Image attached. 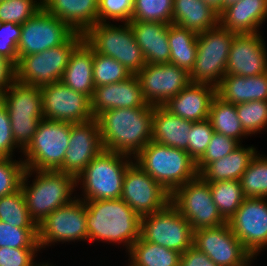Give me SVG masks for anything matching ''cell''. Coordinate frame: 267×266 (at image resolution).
Segmentation results:
<instances>
[{
  "mask_svg": "<svg viewBox=\"0 0 267 266\" xmlns=\"http://www.w3.org/2000/svg\"><path fill=\"white\" fill-rule=\"evenodd\" d=\"M84 40L96 53L116 59L131 74L146 65L129 23L117 26L98 22L84 34Z\"/></svg>",
  "mask_w": 267,
  "mask_h": 266,
  "instance_id": "cell-7",
  "label": "cell"
},
{
  "mask_svg": "<svg viewBox=\"0 0 267 266\" xmlns=\"http://www.w3.org/2000/svg\"><path fill=\"white\" fill-rule=\"evenodd\" d=\"M193 246L217 266H249L256 259L243 247L228 223L193 231Z\"/></svg>",
  "mask_w": 267,
  "mask_h": 266,
  "instance_id": "cell-14",
  "label": "cell"
},
{
  "mask_svg": "<svg viewBox=\"0 0 267 266\" xmlns=\"http://www.w3.org/2000/svg\"><path fill=\"white\" fill-rule=\"evenodd\" d=\"M36 266H52V265H50L48 262L47 263H42L41 264V262H40V264L38 263ZM54 266V265H53Z\"/></svg>",
  "mask_w": 267,
  "mask_h": 266,
  "instance_id": "cell-54",
  "label": "cell"
},
{
  "mask_svg": "<svg viewBox=\"0 0 267 266\" xmlns=\"http://www.w3.org/2000/svg\"><path fill=\"white\" fill-rule=\"evenodd\" d=\"M267 198H245L227 222L253 258L267 249Z\"/></svg>",
  "mask_w": 267,
  "mask_h": 266,
  "instance_id": "cell-18",
  "label": "cell"
},
{
  "mask_svg": "<svg viewBox=\"0 0 267 266\" xmlns=\"http://www.w3.org/2000/svg\"><path fill=\"white\" fill-rule=\"evenodd\" d=\"M197 37L198 34L192 30L174 23L169 24L170 63L190 72L197 56Z\"/></svg>",
  "mask_w": 267,
  "mask_h": 266,
  "instance_id": "cell-32",
  "label": "cell"
},
{
  "mask_svg": "<svg viewBox=\"0 0 267 266\" xmlns=\"http://www.w3.org/2000/svg\"><path fill=\"white\" fill-rule=\"evenodd\" d=\"M216 95V87L205 83L190 82L163 107L171 114L185 120L199 122L208 119L210 105Z\"/></svg>",
  "mask_w": 267,
  "mask_h": 266,
  "instance_id": "cell-23",
  "label": "cell"
},
{
  "mask_svg": "<svg viewBox=\"0 0 267 266\" xmlns=\"http://www.w3.org/2000/svg\"><path fill=\"white\" fill-rule=\"evenodd\" d=\"M267 19V0H240L219 13V24L236 34L259 33Z\"/></svg>",
  "mask_w": 267,
  "mask_h": 266,
  "instance_id": "cell-24",
  "label": "cell"
},
{
  "mask_svg": "<svg viewBox=\"0 0 267 266\" xmlns=\"http://www.w3.org/2000/svg\"><path fill=\"white\" fill-rule=\"evenodd\" d=\"M37 231L40 249L58 242L88 241L85 201L76 197L57 208L37 225Z\"/></svg>",
  "mask_w": 267,
  "mask_h": 266,
  "instance_id": "cell-13",
  "label": "cell"
},
{
  "mask_svg": "<svg viewBox=\"0 0 267 266\" xmlns=\"http://www.w3.org/2000/svg\"><path fill=\"white\" fill-rule=\"evenodd\" d=\"M25 169L23 160L0 158V197L12 194L21 188Z\"/></svg>",
  "mask_w": 267,
  "mask_h": 266,
  "instance_id": "cell-44",
  "label": "cell"
},
{
  "mask_svg": "<svg viewBox=\"0 0 267 266\" xmlns=\"http://www.w3.org/2000/svg\"><path fill=\"white\" fill-rule=\"evenodd\" d=\"M214 130L208 119L193 122L188 134V154L197 161L206 151Z\"/></svg>",
  "mask_w": 267,
  "mask_h": 266,
  "instance_id": "cell-46",
  "label": "cell"
},
{
  "mask_svg": "<svg viewBox=\"0 0 267 266\" xmlns=\"http://www.w3.org/2000/svg\"><path fill=\"white\" fill-rule=\"evenodd\" d=\"M208 5H211L218 13L223 10V0H203Z\"/></svg>",
  "mask_w": 267,
  "mask_h": 266,
  "instance_id": "cell-52",
  "label": "cell"
},
{
  "mask_svg": "<svg viewBox=\"0 0 267 266\" xmlns=\"http://www.w3.org/2000/svg\"><path fill=\"white\" fill-rule=\"evenodd\" d=\"M208 120L215 132L229 136L239 142L242 140L241 137L249 136L242 128L235 104L226 102L217 94L211 102Z\"/></svg>",
  "mask_w": 267,
  "mask_h": 266,
  "instance_id": "cell-34",
  "label": "cell"
},
{
  "mask_svg": "<svg viewBox=\"0 0 267 266\" xmlns=\"http://www.w3.org/2000/svg\"><path fill=\"white\" fill-rule=\"evenodd\" d=\"M0 221L17 228H37L30 218L21 188L0 197Z\"/></svg>",
  "mask_w": 267,
  "mask_h": 266,
  "instance_id": "cell-37",
  "label": "cell"
},
{
  "mask_svg": "<svg viewBox=\"0 0 267 266\" xmlns=\"http://www.w3.org/2000/svg\"><path fill=\"white\" fill-rule=\"evenodd\" d=\"M238 1L240 0H223V9L228 7L229 5L237 3Z\"/></svg>",
  "mask_w": 267,
  "mask_h": 266,
  "instance_id": "cell-53",
  "label": "cell"
},
{
  "mask_svg": "<svg viewBox=\"0 0 267 266\" xmlns=\"http://www.w3.org/2000/svg\"><path fill=\"white\" fill-rule=\"evenodd\" d=\"M244 131L252 136L267 128V101H251L235 104Z\"/></svg>",
  "mask_w": 267,
  "mask_h": 266,
  "instance_id": "cell-40",
  "label": "cell"
},
{
  "mask_svg": "<svg viewBox=\"0 0 267 266\" xmlns=\"http://www.w3.org/2000/svg\"><path fill=\"white\" fill-rule=\"evenodd\" d=\"M147 104L140 83L135 74H132L118 83L95 87L91 98V111L96 118L105 110L145 107Z\"/></svg>",
  "mask_w": 267,
  "mask_h": 266,
  "instance_id": "cell-22",
  "label": "cell"
},
{
  "mask_svg": "<svg viewBox=\"0 0 267 266\" xmlns=\"http://www.w3.org/2000/svg\"><path fill=\"white\" fill-rule=\"evenodd\" d=\"M74 33L66 23L41 8L21 25L17 44L18 61L22 56L41 53L64 44Z\"/></svg>",
  "mask_w": 267,
  "mask_h": 266,
  "instance_id": "cell-15",
  "label": "cell"
},
{
  "mask_svg": "<svg viewBox=\"0 0 267 266\" xmlns=\"http://www.w3.org/2000/svg\"><path fill=\"white\" fill-rule=\"evenodd\" d=\"M154 106L105 110L96 119L108 151L135 157L150 141Z\"/></svg>",
  "mask_w": 267,
  "mask_h": 266,
  "instance_id": "cell-1",
  "label": "cell"
},
{
  "mask_svg": "<svg viewBox=\"0 0 267 266\" xmlns=\"http://www.w3.org/2000/svg\"><path fill=\"white\" fill-rule=\"evenodd\" d=\"M132 74L116 59L94 51L93 82L95 87L118 83Z\"/></svg>",
  "mask_w": 267,
  "mask_h": 266,
  "instance_id": "cell-38",
  "label": "cell"
},
{
  "mask_svg": "<svg viewBox=\"0 0 267 266\" xmlns=\"http://www.w3.org/2000/svg\"><path fill=\"white\" fill-rule=\"evenodd\" d=\"M99 0H42V8L66 23L74 32L85 34L98 23Z\"/></svg>",
  "mask_w": 267,
  "mask_h": 266,
  "instance_id": "cell-25",
  "label": "cell"
},
{
  "mask_svg": "<svg viewBox=\"0 0 267 266\" xmlns=\"http://www.w3.org/2000/svg\"><path fill=\"white\" fill-rule=\"evenodd\" d=\"M16 80V64L0 56V94L7 91Z\"/></svg>",
  "mask_w": 267,
  "mask_h": 266,
  "instance_id": "cell-50",
  "label": "cell"
},
{
  "mask_svg": "<svg viewBox=\"0 0 267 266\" xmlns=\"http://www.w3.org/2000/svg\"><path fill=\"white\" fill-rule=\"evenodd\" d=\"M266 47L260 32L237 34L229 50L226 75L252 77L267 73Z\"/></svg>",
  "mask_w": 267,
  "mask_h": 266,
  "instance_id": "cell-21",
  "label": "cell"
},
{
  "mask_svg": "<svg viewBox=\"0 0 267 266\" xmlns=\"http://www.w3.org/2000/svg\"><path fill=\"white\" fill-rule=\"evenodd\" d=\"M133 160L170 195L198 175L196 161L187 151L154 141H150Z\"/></svg>",
  "mask_w": 267,
  "mask_h": 266,
  "instance_id": "cell-4",
  "label": "cell"
},
{
  "mask_svg": "<svg viewBox=\"0 0 267 266\" xmlns=\"http://www.w3.org/2000/svg\"><path fill=\"white\" fill-rule=\"evenodd\" d=\"M135 76L144 100L153 106H163L191 82L186 69L171 63L146 64Z\"/></svg>",
  "mask_w": 267,
  "mask_h": 266,
  "instance_id": "cell-19",
  "label": "cell"
},
{
  "mask_svg": "<svg viewBox=\"0 0 267 266\" xmlns=\"http://www.w3.org/2000/svg\"><path fill=\"white\" fill-rule=\"evenodd\" d=\"M0 247L40 248L37 228H17L0 221Z\"/></svg>",
  "mask_w": 267,
  "mask_h": 266,
  "instance_id": "cell-42",
  "label": "cell"
},
{
  "mask_svg": "<svg viewBox=\"0 0 267 266\" xmlns=\"http://www.w3.org/2000/svg\"><path fill=\"white\" fill-rule=\"evenodd\" d=\"M179 266H217L205 253L194 246L181 254Z\"/></svg>",
  "mask_w": 267,
  "mask_h": 266,
  "instance_id": "cell-51",
  "label": "cell"
},
{
  "mask_svg": "<svg viewBox=\"0 0 267 266\" xmlns=\"http://www.w3.org/2000/svg\"><path fill=\"white\" fill-rule=\"evenodd\" d=\"M237 34L228 31L220 24L199 33L197 37V56L189 72L190 81L217 87L226 75L229 50Z\"/></svg>",
  "mask_w": 267,
  "mask_h": 266,
  "instance_id": "cell-8",
  "label": "cell"
},
{
  "mask_svg": "<svg viewBox=\"0 0 267 266\" xmlns=\"http://www.w3.org/2000/svg\"><path fill=\"white\" fill-rule=\"evenodd\" d=\"M131 156L103 149L76 177L84 201L118 199L122 196L123 180ZM80 182V183H79ZM82 183V184H81Z\"/></svg>",
  "mask_w": 267,
  "mask_h": 266,
  "instance_id": "cell-5",
  "label": "cell"
},
{
  "mask_svg": "<svg viewBox=\"0 0 267 266\" xmlns=\"http://www.w3.org/2000/svg\"><path fill=\"white\" fill-rule=\"evenodd\" d=\"M40 250V248L0 247V266H36L34 258Z\"/></svg>",
  "mask_w": 267,
  "mask_h": 266,
  "instance_id": "cell-48",
  "label": "cell"
},
{
  "mask_svg": "<svg viewBox=\"0 0 267 266\" xmlns=\"http://www.w3.org/2000/svg\"><path fill=\"white\" fill-rule=\"evenodd\" d=\"M133 5L134 0H99L98 22L111 23L110 19L113 22L129 23L132 18Z\"/></svg>",
  "mask_w": 267,
  "mask_h": 266,
  "instance_id": "cell-45",
  "label": "cell"
},
{
  "mask_svg": "<svg viewBox=\"0 0 267 266\" xmlns=\"http://www.w3.org/2000/svg\"><path fill=\"white\" fill-rule=\"evenodd\" d=\"M130 266H179L181 253L141 237L130 247Z\"/></svg>",
  "mask_w": 267,
  "mask_h": 266,
  "instance_id": "cell-33",
  "label": "cell"
},
{
  "mask_svg": "<svg viewBox=\"0 0 267 266\" xmlns=\"http://www.w3.org/2000/svg\"><path fill=\"white\" fill-rule=\"evenodd\" d=\"M43 117L51 121L82 123L92 120L91 99L62 81L41 87Z\"/></svg>",
  "mask_w": 267,
  "mask_h": 266,
  "instance_id": "cell-17",
  "label": "cell"
},
{
  "mask_svg": "<svg viewBox=\"0 0 267 266\" xmlns=\"http://www.w3.org/2000/svg\"><path fill=\"white\" fill-rule=\"evenodd\" d=\"M0 101L9 115L12 136L20 147L19 152L28 146L43 117L41 87L15 81L0 94Z\"/></svg>",
  "mask_w": 267,
  "mask_h": 266,
  "instance_id": "cell-6",
  "label": "cell"
},
{
  "mask_svg": "<svg viewBox=\"0 0 267 266\" xmlns=\"http://www.w3.org/2000/svg\"><path fill=\"white\" fill-rule=\"evenodd\" d=\"M32 173L36 174L35 178L32 184H28ZM75 188L76 177L60 171L25 169L21 181V190L30 218L36 225L57 208L72 202L78 196L72 195L76 191Z\"/></svg>",
  "mask_w": 267,
  "mask_h": 266,
  "instance_id": "cell-3",
  "label": "cell"
},
{
  "mask_svg": "<svg viewBox=\"0 0 267 266\" xmlns=\"http://www.w3.org/2000/svg\"><path fill=\"white\" fill-rule=\"evenodd\" d=\"M136 43L140 46L146 64L170 63L168 44L169 24L150 21H130Z\"/></svg>",
  "mask_w": 267,
  "mask_h": 266,
  "instance_id": "cell-26",
  "label": "cell"
},
{
  "mask_svg": "<svg viewBox=\"0 0 267 266\" xmlns=\"http://www.w3.org/2000/svg\"><path fill=\"white\" fill-rule=\"evenodd\" d=\"M241 143L229 136L214 131L204 154L196 161L198 174L211 162L234 151Z\"/></svg>",
  "mask_w": 267,
  "mask_h": 266,
  "instance_id": "cell-43",
  "label": "cell"
},
{
  "mask_svg": "<svg viewBox=\"0 0 267 266\" xmlns=\"http://www.w3.org/2000/svg\"><path fill=\"white\" fill-rule=\"evenodd\" d=\"M170 203L190 223L193 231L227 223L213 202L209 183L199 174L178 187L171 194Z\"/></svg>",
  "mask_w": 267,
  "mask_h": 266,
  "instance_id": "cell-11",
  "label": "cell"
},
{
  "mask_svg": "<svg viewBox=\"0 0 267 266\" xmlns=\"http://www.w3.org/2000/svg\"><path fill=\"white\" fill-rule=\"evenodd\" d=\"M16 148L20 147L12 136V127L6 107L0 101V158H12Z\"/></svg>",
  "mask_w": 267,
  "mask_h": 266,
  "instance_id": "cell-49",
  "label": "cell"
},
{
  "mask_svg": "<svg viewBox=\"0 0 267 266\" xmlns=\"http://www.w3.org/2000/svg\"><path fill=\"white\" fill-rule=\"evenodd\" d=\"M213 202L221 216L228 222L238 210L244 199L243 190L238 180L210 182Z\"/></svg>",
  "mask_w": 267,
  "mask_h": 266,
  "instance_id": "cell-35",
  "label": "cell"
},
{
  "mask_svg": "<svg viewBox=\"0 0 267 266\" xmlns=\"http://www.w3.org/2000/svg\"><path fill=\"white\" fill-rule=\"evenodd\" d=\"M88 241L124 244L126 250L140 237L141 216L121 198L85 201Z\"/></svg>",
  "mask_w": 267,
  "mask_h": 266,
  "instance_id": "cell-2",
  "label": "cell"
},
{
  "mask_svg": "<svg viewBox=\"0 0 267 266\" xmlns=\"http://www.w3.org/2000/svg\"><path fill=\"white\" fill-rule=\"evenodd\" d=\"M173 0H134L131 21L172 23Z\"/></svg>",
  "mask_w": 267,
  "mask_h": 266,
  "instance_id": "cell-39",
  "label": "cell"
},
{
  "mask_svg": "<svg viewBox=\"0 0 267 266\" xmlns=\"http://www.w3.org/2000/svg\"><path fill=\"white\" fill-rule=\"evenodd\" d=\"M172 23L199 34L219 24V13L203 0H173Z\"/></svg>",
  "mask_w": 267,
  "mask_h": 266,
  "instance_id": "cell-30",
  "label": "cell"
},
{
  "mask_svg": "<svg viewBox=\"0 0 267 266\" xmlns=\"http://www.w3.org/2000/svg\"><path fill=\"white\" fill-rule=\"evenodd\" d=\"M71 123L42 119L21 158L26 169L58 171L69 145Z\"/></svg>",
  "mask_w": 267,
  "mask_h": 266,
  "instance_id": "cell-9",
  "label": "cell"
},
{
  "mask_svg": "<svg viewBox=\"0 0 267 266\" xmlns=\"http://www.w3.org/2000/svg\"><path fill=\"white\" fill-rule=\"evenodd\" d=\"M171 195L134 161L126 170L121 199L137 214L159 212L170 203Z\"/></svg>",
  "mask_w": 267,
  "mask_h": 266,
  "instance_id": "cell-16",
  "label": "cell"
},
{
  "mask_svg": "<svg viewBox=\"0 0 267 266\" xmlns=\"http://www.w3.org/2000/svg\"><path fill=\"white\" fill-rule=\"evenodd\" d=\"M192 124V121L171 114L163 106H154L151 141L186 151Z\"/></svg>",
  "mask_w": 267,
  "mask_h": 266,
  "instance_id": "cell-27",
  "label": "cell"
},
{
  "mask_svg": "<svg viewBox=\"0 0 267 266\" xmlns=\"http://www.w3.org/2000/svg\"><path fill=\"white\" fill-rule=\"evenodd\" d=\"M40 1V2H39ZM4 0L0 2V20L23 25L41 8L42 0Z\"/></svg>",
  "mask_w": 267,
  "mask_h": 266,
  "instance_id": "cell-41",
  "label": "cell"
},
{
  "mask_svg": "<svg viewBox=\"0 0 267 266\" xmlns=\"http://www.w3.org/2000/svg\"><path fill=\"white\" fill-rule=\"evenodd\" d=\"M140 237L181 254L193 246L190 223L171 203L159 212L141 216Z\"/></svg>",
  "mask_w": 267,
  "mask_h": 266,
  "instance_id": "cell-12",
  "label": "cell"
},
{
  "mask_svg": "<svg viewBox=\"0 0 267 266\" xmlns=\"http://www.w3.org/2000/svg\"><path fill=\"white\" fill-rule=\"evenodd\" d=\"M83 40L84 35L75 32L64 44L22 56L16 65L17 81L36 87L61 81L71 53Z\"/></svg>",
  "mask_w": 267,
  "mask_h": 266,
  "instance_id": "cell-10",
  "label": "cell"
},
{
  "mask_svg": "<svg viewBox=\"0 0 267 266\" xmlns=\"http://www.w3.org/2000/svg\"><path fill=\"white\" fill-rule=\"evenodd\" d=\"M96 118L82 123H71L69 145L64 163L58 170L77 177L103 150Z\"/></svg>",
  "mask_w": 267,
  "mask_h": 266,
  "instance_id": "cell-20",
  "label": "cell"
},
{
  "mask_svg": "<svg viewBox=\"0 0 267 266\" xmlns=\"http://www.w3.org/2000/svg\"><path fill=\"white\" fill-rule=\"evenodd\" d=\"M21 25L5 22L0 28V56L18 63L17 44L20 40Z\"/></svg>",
  "mask_w": 267,
  "mask_h": 266,
  "instance_id": "cell-47",
  "label": "cell"
},
{
  "mask_svg": "<svg viewBox=\"0 0 267 266\" xmlns=\"http://www.w3.org/2000/svg\"><path fill=\"white\" fill-rule=\"evenodd\" d=\"M94 50L83 40L71 53L67 67L62 76V82L78 93L93 96Z\"/></svg>",
  "mask_w": 267,
  "mask_h": 266,
  "instance_id": "cell-28",
  "label": "cell"
},
{
  "mask_svg": "<svg viewBox=\"0 0 267 266\" xmlns=\"http://www.w3.org/2000/svg\"><path fill=\"white\" fill-rule=\"evenodd\" d=\"M216 94L232 104L267 101V73L252 77L225 75L216 87Z\"/></svg>",
  "mask_w": 267,
  "mask_h": 266,
  "instance_id": "cell-29",
  "label": "cell"
},
{
  "mask_svg": "<svg viewBox=\"0 0 267 266\" xmlns=\"http://www.w3.org/2000/svg\"><path fill=\"white\" fill-rule=\"evenodd\" d=\"M258 151L254 147H244L241 144L223 158L209 163L199 175L210 182L240 180L252 159Z\"/></svg>",
  "mask_w": 267,
  "mask_h": 266,
  "instance_id": "cell-31",
  "label": "cell"
},
{
  "mask_svg": "<svg viewBox=\"0 0 267 266\" xmlns=\"http://www.w3.org/2000/svg\"><path fill=\"white\" fill-rule=\"evenodd\" d=\"M256 154L239 182L246 198H267V157Z\"/></svg>",
  "mask_w": 267,
  "mask_h": 266,
  "instance_id": "cell-36",
  "label": "cell"
}]
</instances>
